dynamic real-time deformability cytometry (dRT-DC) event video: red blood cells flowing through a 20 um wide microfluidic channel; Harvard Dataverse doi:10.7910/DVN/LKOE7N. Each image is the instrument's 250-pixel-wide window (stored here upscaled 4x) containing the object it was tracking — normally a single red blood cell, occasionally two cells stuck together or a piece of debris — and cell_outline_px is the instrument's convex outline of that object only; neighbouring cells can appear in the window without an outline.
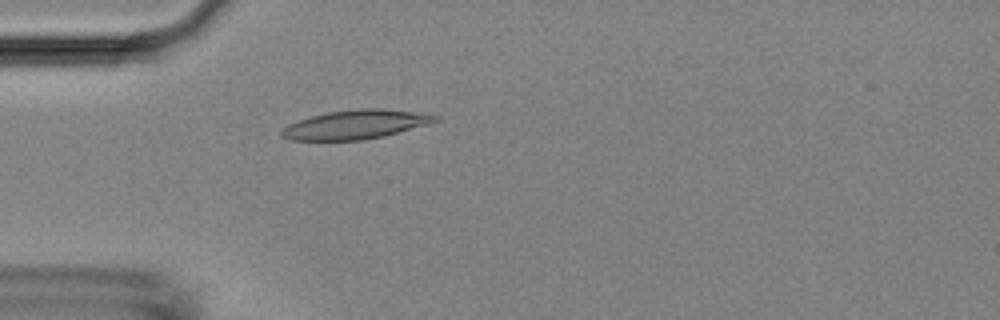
{"species": "Egyptian fruit bat (a non-hibernating species)", "species_latin": "Rousettus aegyptiacus", "temperature_condition": "room temperature", "stored_images_in_passage": 5, "camera_frame_rate_fps": 3000, "um_per_image_px": 0.085, "animal": {"sex": "female"}, "frame": {"image": 1, "passage_image": 5, "time_ms": 4.667, "image_size_px": [1000, 320], "cell_outline_px": [[440, 120], [428, 124], [384, 136], [364, 140], [292, 140], [280, 136], [280, 132], [288, 124], [312, 116], [328, 112], [360, 108], [380, 108], [424, 112], [440, 116]], "centroid_in_image_um": [30.29, 10.57], "position_along_channel_um": 54.7, "area_um2": 26.07}}